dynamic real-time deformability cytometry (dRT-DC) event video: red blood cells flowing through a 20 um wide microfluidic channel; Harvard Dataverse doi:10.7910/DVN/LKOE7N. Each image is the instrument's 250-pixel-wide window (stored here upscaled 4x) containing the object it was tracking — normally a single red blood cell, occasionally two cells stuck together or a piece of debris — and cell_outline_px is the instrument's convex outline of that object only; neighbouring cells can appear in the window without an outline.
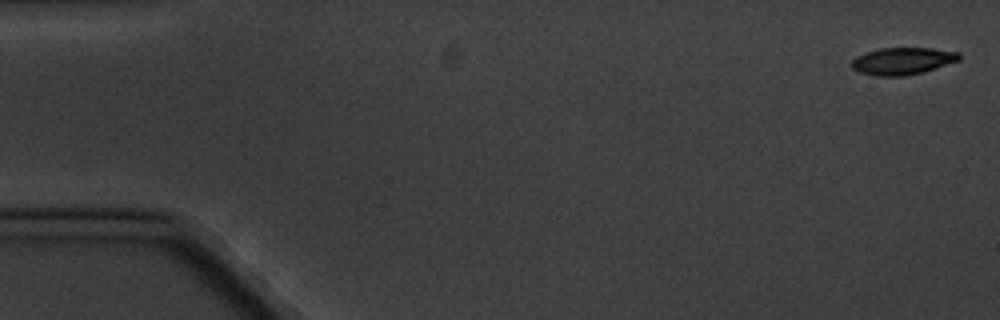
{"species": "common noctule bat (a hibernating species)", "species_latin": "Nyctalus noctula", "temperature_condition": "cold", "stored_images_in_passage": 5, "camera_frame_rate_fps": 3000, "um_per_image_px": 0.085, "animal": {"sex": "male", "body_mass_g": 20.1, "forearm_length_mm": 53.5}, "frame": {"image": 1, "passage_image": 1, "time_ms": 0.0, "image_size_px": [1000, 320], "cell_outline_px": [[960, 60], [924, 72], [904, 76], [876, 76], [860, 72], [852, 68], [852, 60], [856, 56], [864, 52], [880, 48], [932, 48], [960, 52]], "centroid_in_image_um": [76.72, 5.18], "position_along_channel_um": 8.3, "area_um2": 17.11}}